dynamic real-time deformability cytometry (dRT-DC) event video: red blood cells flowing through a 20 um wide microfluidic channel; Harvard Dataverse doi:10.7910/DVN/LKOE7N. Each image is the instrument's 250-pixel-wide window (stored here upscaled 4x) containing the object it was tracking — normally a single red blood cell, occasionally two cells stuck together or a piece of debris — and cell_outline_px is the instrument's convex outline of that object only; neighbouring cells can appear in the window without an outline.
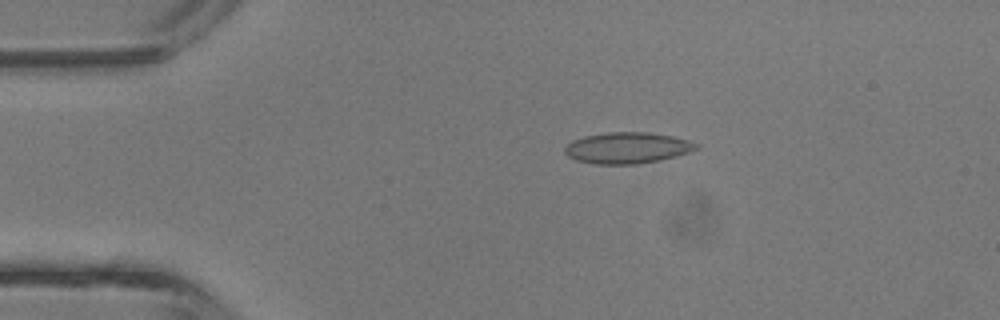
{"species": "common noctule bat (a hibernating species)", "species_latin": "Nyctalus noctula", "temperature_condition": "room temperature", "stored_images_in_passage": 41, "camera_frame_rate_fps": 3000, "um_per_image_px": 0.085, "animal": {"sex": "male", "body_mass_g": 13.3}, "frame": {"image": 1, "passage_image": 8, "time_ms": 2.333, "image_size_px": [1000, 320], "cell_outline_px": [[700, 148], [676, 156], [660, 160], [636, 164], [596, 164], [576, 160], [568, 156], [564, 152], [564, 148], [572, 140], [584, 136], [608, 132], [648, 132], [672, 136], [688, 140], [700, 144]], "centroid_in_image_um": [53.33, 12.57], "position_along_channel_um": 31.7, "area_um2": 23.93}}
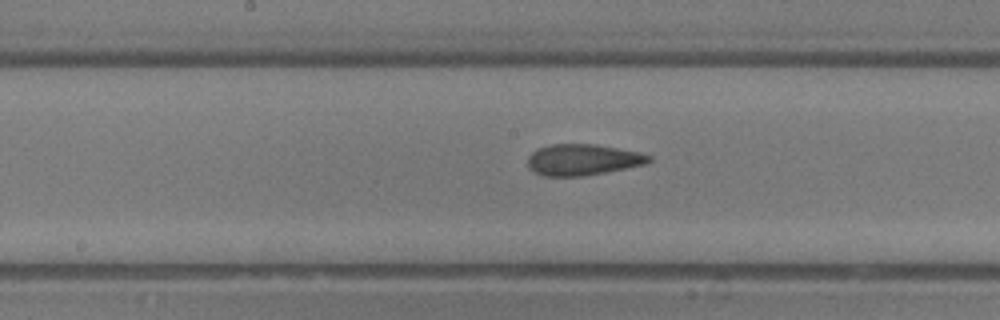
{"frame": {"image": 2, "passage_image": 21, "time_ms": 6.667, "image_size_px": [1000, 320], "cell_outline_px": [[652, 160], [648, 164], [584, 176], [544, 176], [532, 172], [528, 168], [528, 156], [532, 152], [540, 148], [552, 144], [596, 144], [640, 152], [652, 156]], "centroid_in_image_um": [49.55, 13.58], "position_along_channel_um": 198.6, "area_um2": 22.2}}
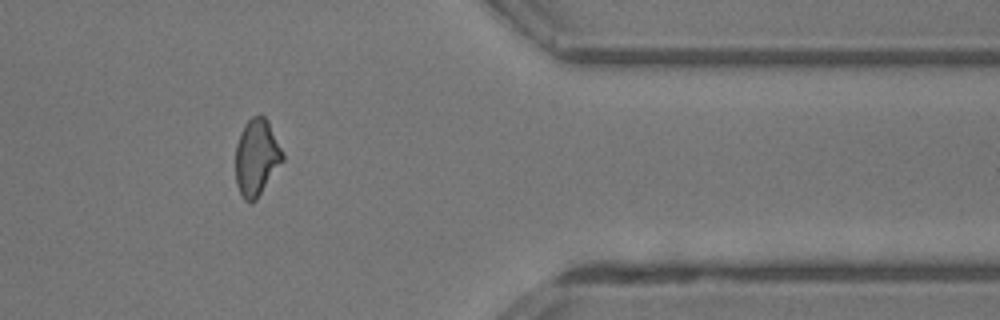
{"frame": {"image": 3, "passage_image": 34, "time_ms": 11.0, "image_size_px": [1000, 320], "cell_outline_px": [[284, 160], [256, 200], [252, 204], [248, 204], [244, 200], [236, 184], [236, 144], [240, 132], [244, 124], [252, 116], [260, 112], [268, 120], [284, 152]], "centroid_in_image_um": [21.82, 13.36], "position_along_channel_um": 389.6, "area_um2": 21.44}, "authors_computed_cell_mechanics": {"area_um2": 21.964, "velocity_mm_per_s": 4.9195, "shape_relaxation_time_tau1_ms": null, "shape_relaxation_time_tau2_ms": 1.7101, "deformation_change_tau1": null, "deformation_change_tau2": 0.0861}}